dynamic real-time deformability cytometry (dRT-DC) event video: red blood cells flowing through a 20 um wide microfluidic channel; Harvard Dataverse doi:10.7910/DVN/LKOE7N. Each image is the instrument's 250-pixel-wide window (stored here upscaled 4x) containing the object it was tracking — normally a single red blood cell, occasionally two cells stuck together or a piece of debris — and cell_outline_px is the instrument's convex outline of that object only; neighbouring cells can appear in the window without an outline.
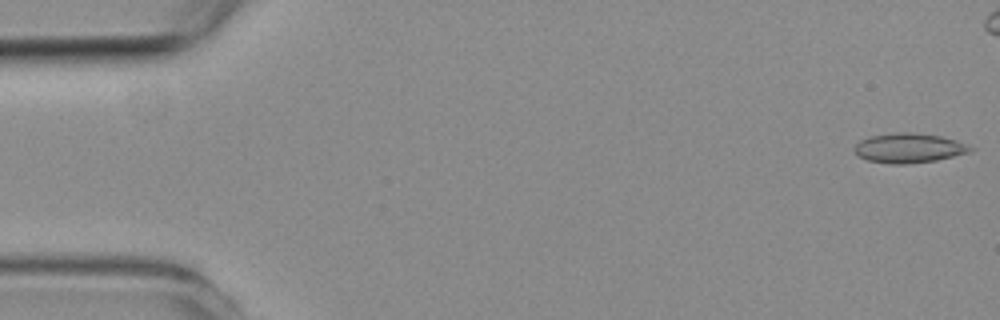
{"species": "common noctule bat (a hibernating species)", "species_latin": "Nyctalus noctula", "temperature_condition": "room temperature", "stored_images_in_passage": 5, "camera_frame_rate_fps": 3000, "um_per_image_px": 0.085, "animal": {"sex": "female", "body_mass_g": 19.3, "forearm_length_mm": 54.1}, "frame": {"image": 1, "passage_image": 1, "time_ms": 0.0, "image_size_px": [1000, 320], "cell_outline_px": [[976, 148], [972, 152], [936, 160], [908, 164], [888, 164], [864, 160], [856, 156], [852, 148], [860, 140], [872, 136], [896, 132], [912, 132], [940, 136], [956, 140]], "centroid_in_image_um": [77.23, 12.6], "position_along_channel_um": 7.8, "area_um2": 20.35}}